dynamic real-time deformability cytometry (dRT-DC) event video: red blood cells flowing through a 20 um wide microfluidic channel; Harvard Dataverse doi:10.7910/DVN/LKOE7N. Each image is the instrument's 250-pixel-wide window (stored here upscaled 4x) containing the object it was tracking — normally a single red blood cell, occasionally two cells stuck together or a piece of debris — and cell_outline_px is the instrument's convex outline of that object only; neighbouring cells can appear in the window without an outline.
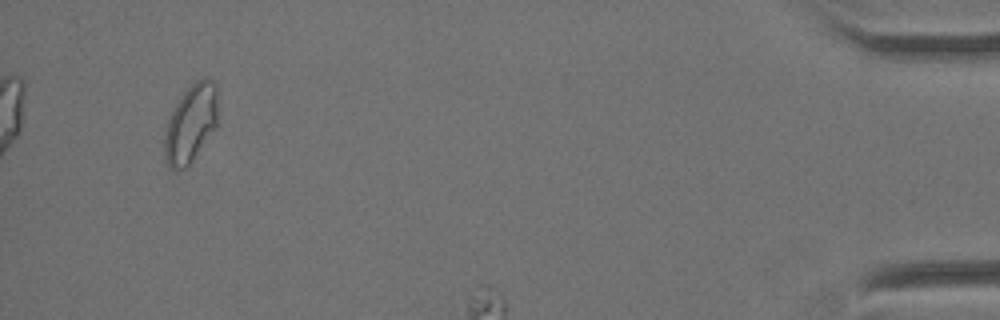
{"species": "Egyptian fruit bat (a non-hibernating species)", "species_latin": "Rousettus aegyptiacus", "temperature_condition": "cold", "stored_images_in_passage": 45, "segment_of_instrument_passage": [2, 2], "camera_frame_rate_fps": 3000, "um_per_image_px": 0.085, "animal": {"sex": "female"}, "frame": {"image": 1, "passage_image": 42, "time_ms": 13.667, "image_size_px": [1000, 320], "cell_outline_px": [[216, 128], [192, 160], [184, 168], [168, 168], [164, 156], [164, 136], [168, 120], [176, 104], [184, 92], [196, 80], [204, 76], [208, 76], [216, 84]], "centroid_in_image_um": [16.21, 10.48], "position_along_channel_um": 419.0, "area_um2": 23.93}}